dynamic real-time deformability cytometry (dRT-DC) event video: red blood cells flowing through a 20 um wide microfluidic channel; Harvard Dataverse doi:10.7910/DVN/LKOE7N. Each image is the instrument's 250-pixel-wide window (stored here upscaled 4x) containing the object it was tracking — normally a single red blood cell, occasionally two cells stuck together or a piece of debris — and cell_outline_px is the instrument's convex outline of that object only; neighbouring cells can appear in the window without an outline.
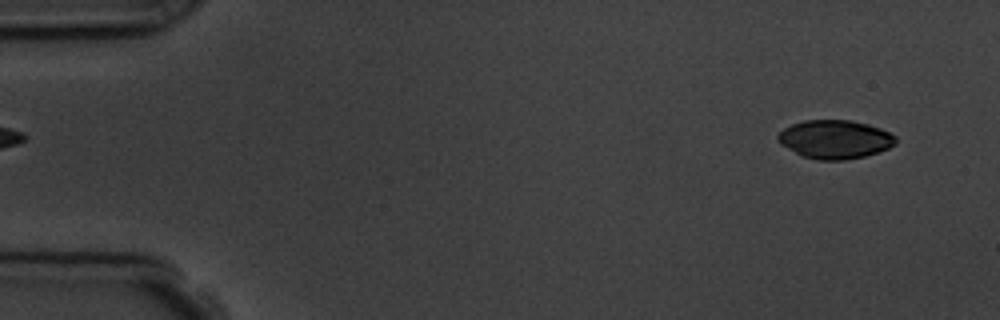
{"species": "common noctule bat (a hibernating species)", "species_latin": "Nyctalus noctula", "temperature_condition": "room temperature", "stored_images_in_passage": 5, "segment_of_instrument_passage": [2, 2], "camera_frame_rate_fps": 3000, "um_per_image_px": 0.085, "animal": {"sex": "male", "body_mass_g": 19.5, "forearm_length_mm": 54.6}, "frame": {"image": 1, "passage_image": 5, "time_ms": 5.667, "image_size_px": [1000, 320], "cell_outline_px": [[896, 144], [888, 148], [864, 156], [844, 160], [820, 160], [804, 156], [780, 144], [776, 140], [776, 136], [784, 128], [792, 124], [804, 120], [852, 120], [868, 124], [880, 128], [896, 136]], "centroid_in_image_um": [70.96, 11.83], "position_along_channel_um": 14.0, "area_um2": 26.36}}